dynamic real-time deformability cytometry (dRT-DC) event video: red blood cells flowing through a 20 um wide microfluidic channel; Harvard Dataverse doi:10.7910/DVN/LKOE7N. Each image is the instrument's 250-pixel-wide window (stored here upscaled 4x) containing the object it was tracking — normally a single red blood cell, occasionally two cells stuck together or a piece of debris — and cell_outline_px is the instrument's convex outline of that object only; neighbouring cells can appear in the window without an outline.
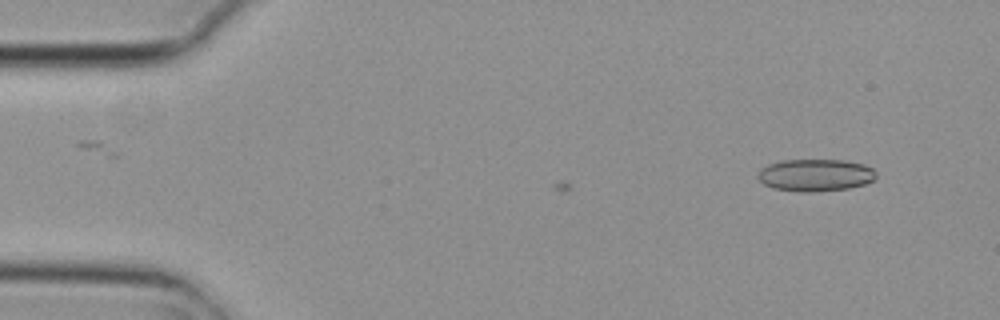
{"species": "common noctule bat (a hibernating species)", "species_latin": "Nyctalus noctula", "temperature_condition": "cold", "stored_images_in_passage": 3, "camera_frame_rate_fps": 3000, "um_per_image_px": 0.085, "animal": {"sex": "female", "body_mass_g": 29.2, "forearm_length_mm": 56.3}, "frame": {"image": 1, "passage_image": 3, "time_ms": 0.667, "image_size_px": [1000, 320], "cell_outline_px": [[876, 176], [872, 180], [864, 184], [848, 188], [816, 192], [800, 192], [772, 188], [764, 184], [756, 176], [760, 168], [768, 164], [780, 160], [844, 160], [864, 164], [872, 168], [876, 172]], "centroid_in_image_um": [69.27, 14.88], "position_along_channel_um": 15.7, "area_um2": 22.37}}